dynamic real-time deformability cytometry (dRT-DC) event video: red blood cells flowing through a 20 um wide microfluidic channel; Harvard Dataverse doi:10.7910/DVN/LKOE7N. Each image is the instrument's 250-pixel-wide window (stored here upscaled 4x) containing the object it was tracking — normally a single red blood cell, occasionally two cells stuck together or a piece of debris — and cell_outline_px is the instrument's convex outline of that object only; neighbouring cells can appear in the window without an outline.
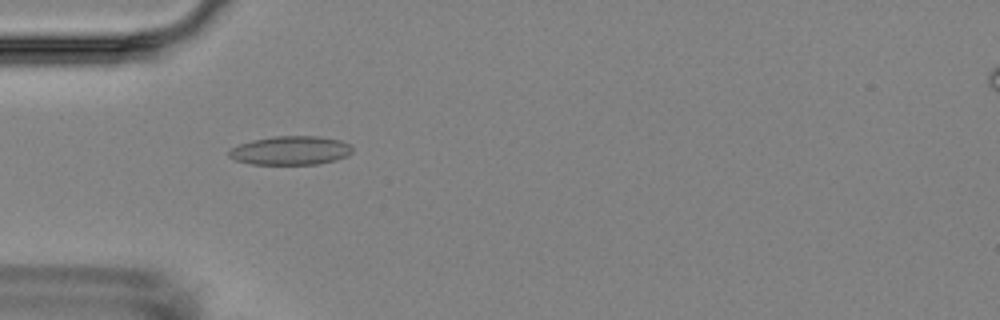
{"species": "Egyptian fruit bat (a non-hibernating species)", "species_latin": "Rousettus aegyptiacus", "temperature_condition": "room temperature", "stored_images_in_passage": 8, "camera_frame_rate_fps": 3000, "um_per_image_px": 0.085, "animal": {"sex": "female"}, "frame": {"image": 1, "passage_image": 1, "time_ms": 0.0, "image_size_px": [1000, 320], "cell_outline_px": [[352, 152], [348, 156], [336, 160], [316, 164], [252, 164], [236, 160], [228, 156], [228, 152], [232, 148], [240, 144], [252, 140], [272, 136], [320, 136], [340, 140], [348, 144], [352, 148]], "centroid_in_image_um": [24.71, 12.79], "position_along_channel_um": 60.3, "area_um2": 20.69}}
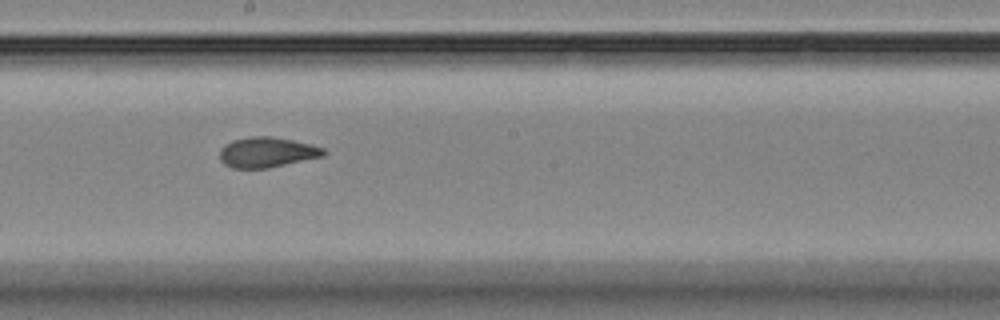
{"frame": {"image": 2, "passage_image": 5, "time_ms": 4.667, "image_size_px": [1000, 320], "cell_outline_px": [[328, 152], [324, 156], [268, 168], [232, 168], [224, 164], [220, 160], [220, 148], [224, 144], [232, 140], [252, 136], [272, 136], [292, 140], [324, 148]], "centroid_in_image_um": [22.67, 12.94], "position_along_channel_um": 225.5, "area_um2": 18.38}}
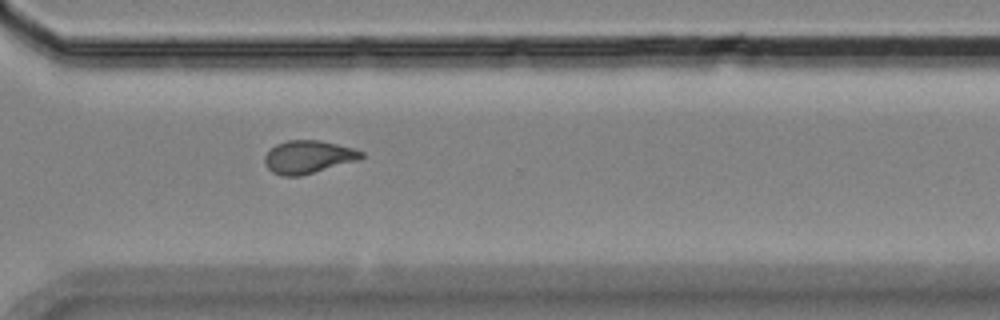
{"frame": {"image": 3, "passage_image": 8, "time_ms": 8.0, "image_size_px": [1000, 320], "cell_outline_px": [[364, 156], [360, 160], [300, 176], [280, 176], [272, 172], [264, 164], [264, 156], [276, 144], [288, 140], [320, 140], [352, 148], [364, 152]], "centroid_in_image_um": [26.2, 13.35], "position_along_channel_um": 344.4, "area_um2": 18.61}}